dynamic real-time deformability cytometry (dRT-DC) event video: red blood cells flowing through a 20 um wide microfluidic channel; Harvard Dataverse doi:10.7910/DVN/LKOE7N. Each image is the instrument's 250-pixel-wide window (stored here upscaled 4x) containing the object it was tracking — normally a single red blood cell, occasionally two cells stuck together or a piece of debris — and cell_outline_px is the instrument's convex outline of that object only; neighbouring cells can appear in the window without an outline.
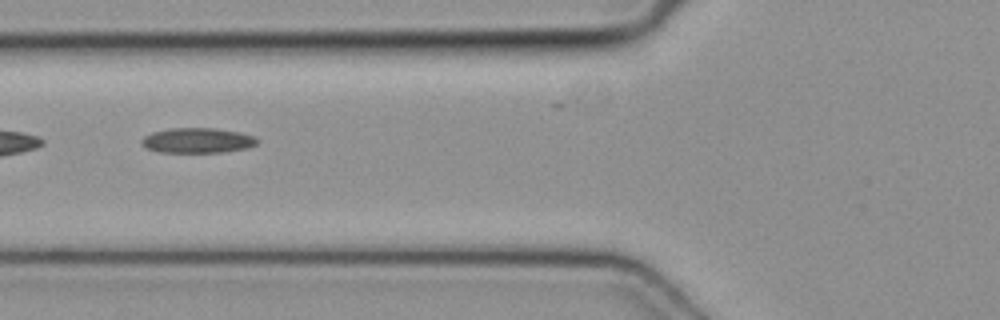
{"species": "common noctule bat (a hibernating species)", "species_latin": "Nyctalus noctula", "temperature_condition": "cold", "stored_images_in_passage": 7, "camera_frame_rate_fps": 3000, "um_per_image_px": 0.085, "animal": {"sex": "female", "body_mass_g": 19.3, "forearm_length_mm": 54.1}, "frame": {"image": 1, "passage_image": 2, "time_ms": 0.333, "image_size_px": [1000, 320], "cell_outline_px": [[260, 140], [256, 144], [244, 148], [224, 152], [160, 152], [144, 148], [140, 144], [140, 140], [144, 136], [152, 132], [168, 128], [216, 128], [240, 132], [256, 136]], "centroid_in_image_um": [16.76, 11.93], "position_along_channel_um": 109.0, "area_um2": 17.11}}
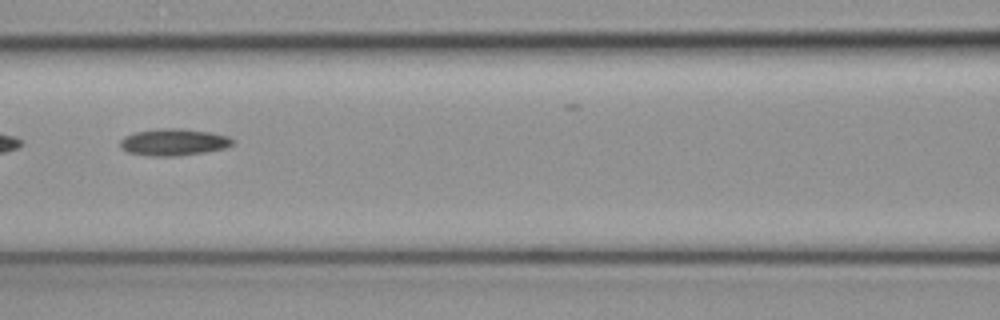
{"frame": {"image": 2, "passage_image": 5, "time_ms": 1.333, "image_size_px": [1000, 320], "cell_outline_px": [[232, 144], [224, 148], [204, 152], [176, 156], [152, 156], [128, 152], [120, 148], [120, 140], [124, 136], [136, 132], [160, 128], [180, 128], [212, 132], [228, 136], [232, 140]], "centroid_in_image_um": [14.73, 12.07], "position_along_channel_um": 151.9, "area_um2": 17.51}}